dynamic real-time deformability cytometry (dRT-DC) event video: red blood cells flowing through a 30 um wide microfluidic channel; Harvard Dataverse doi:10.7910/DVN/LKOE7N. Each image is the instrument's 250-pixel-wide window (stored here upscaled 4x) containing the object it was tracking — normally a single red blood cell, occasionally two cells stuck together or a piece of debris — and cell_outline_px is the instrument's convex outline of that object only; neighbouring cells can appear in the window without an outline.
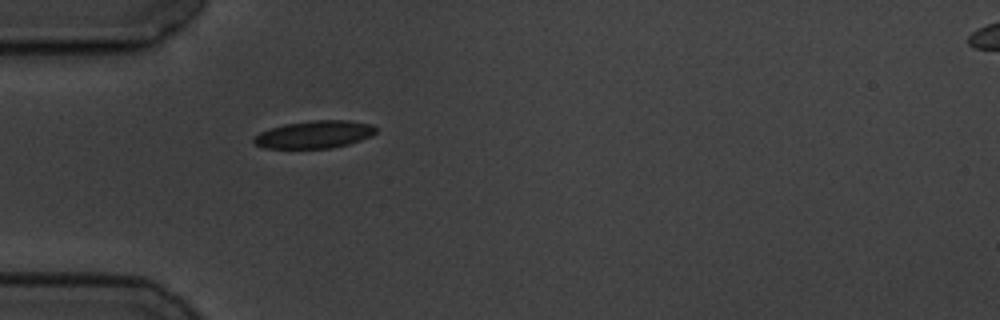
{"species": "common noctule bat (a hibernating species)", "species_latin": "Nyctalus noctula", "temperature_condition": "cold", "stored_images_in_passage": 35, "camera_frame_rate_fps": 3000, "um_per_image_px": 0.085, "animal": {"sex": "male", "body_mass_g": 19.5, "forearm_length_mm": 54.6}, "frame": {"image": 1, "passage_image": 1, "time_ms": 0.0, "image_size_px": [1000, 320], "cell_outline_px": [[376, 132], [372, 136], [348, 144], [332, 148], [264, 148], [256, 144], [252, 140], [252, 136], [260, 132], [284, 124], [312, 120], [348, 120], [372, 124], [376, 128]], "centroid_in_image_um": [26.72, 11.42], "position_along_channel_um": 58.3, "area_um2": 19.65}}
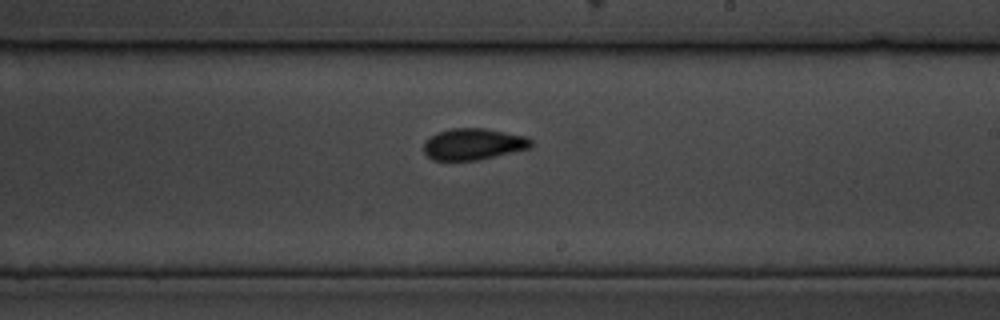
{"frame": {"image": 2, "passage_image": 18, "time_ms": 5.667, "image_size_px": [1000, 320], "cell_outline_px": [[532, 144], [528, 148], [480, 160], [432, 160], [424, 152], [424, 140], [436, 132], [452, 128], [484, 128], [528, 136], [532, 140]], "centroid_in_image_um": [40.21, 12.24], "position_along_channel_um": 248.8, "area_um2": 19.77}}
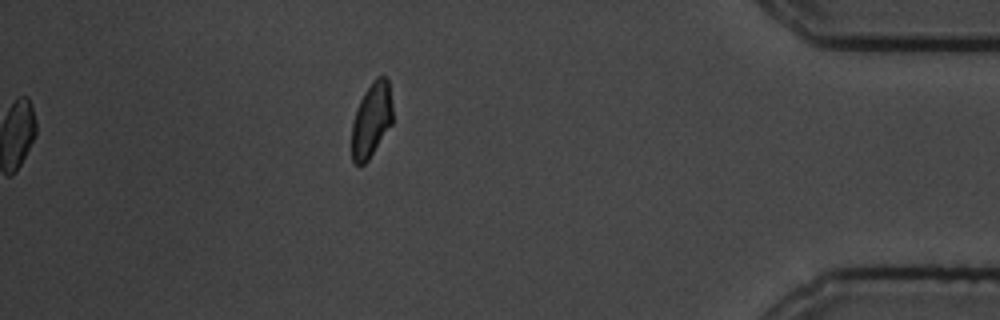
{"frame": {"image": 3, "passage_image": 35, "time_ms": 11.333, "image_size_px": [1000, 320], "cell_outline_px": [[392, 124], [368, 160], [364, 164], [356, 164], [352, 160], [352, 124], [356, 108], [364, 92], [372, 80], [376, 76], [384, 76], [388, 80], [392, 104]], "centroid_in_image_um": [31.57, 10.17], "position_along_channel_um": 403.6, "area_um2": 17.8}, "authors_computed_cell_mechanics": {"area_um2": 19.5364, "velocity_mm_per_s": 3.4492, "shape_relaxation_time_tau1_ms": 4.6654, "shape_relaxation_time_tau2_ms": 2.8928, "deformation_change_tau1": 0.1006, "deformation_change_tau2": 0.0619}}